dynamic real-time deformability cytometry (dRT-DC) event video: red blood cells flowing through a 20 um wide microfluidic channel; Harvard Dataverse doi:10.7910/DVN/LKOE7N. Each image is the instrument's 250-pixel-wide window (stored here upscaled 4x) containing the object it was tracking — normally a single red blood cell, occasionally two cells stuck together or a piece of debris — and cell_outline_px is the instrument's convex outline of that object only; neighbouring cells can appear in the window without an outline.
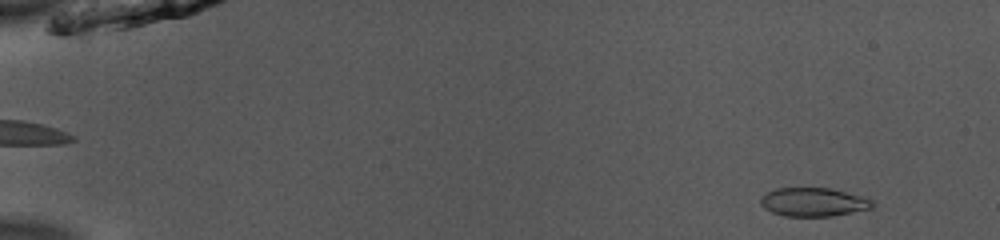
{"species": "common noctule bat (a hibernating species)", "species_latin": "Nyctalus noctula", "temperature_condition": "room temperature", "stored_images_in_passage": 51, "camera_frame_rate_fps": 3000, "um_per_image_px": 0.085, "animal": {"sex": "male", "body_mass_g": 13.0, "forearm_length_mm": 53.1}, "frame": {"image": 1, "passage_image": 4, "time_ms": 1.0, "image_size_px": [1000, 240], "cell_outline_px": [[872, 208], [832, 216], [784, 216], [772, 212], [764, 208], [760, 204], [760, 200], [768, 192], [776, 188], [832, 188], [864, 196], [872, 200]], "centroid_in_image_um": [69.15, 17.17], "position_along_channel_um": 15.8, "area_um2": 18.61}}
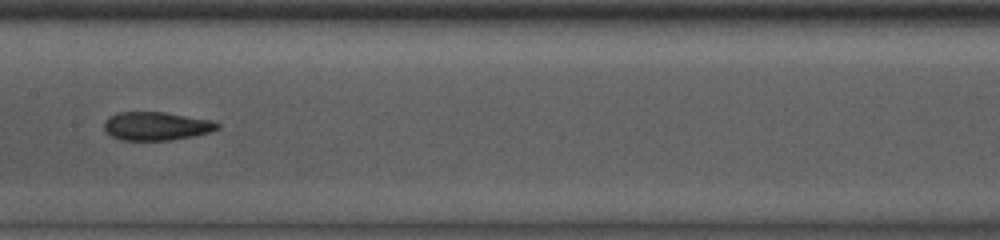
{"frame": {"image": 2, "passage_image": 27, "time_ms": 8.667, "image_size_px": [1000, 240], "cell_outline_px": [[220, 128], [212, 132], [172, 140], [120, 140], [112, 136], [104, 128], [104, 120], [108, 116], [116, 112], [164, 112], [212, 120], [220, 124]], "centroid_in_image_um": [13.29, 10.71], "position_along_channel_um": 194.1, "area_um2": 18.9}}
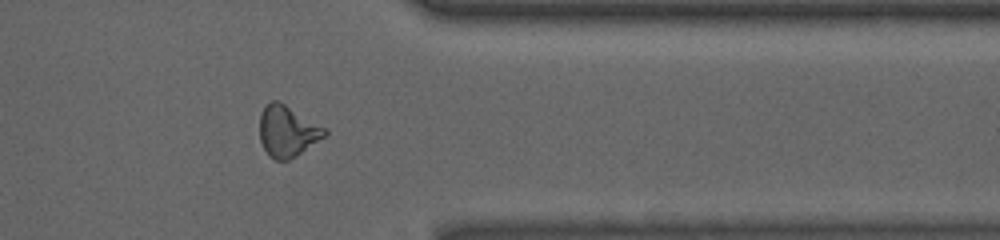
{"frame": {"image": 3, "passage_image": 42, "time_ms": 13.667, "image_size_px": [1000, 240], "cell_outline_px": [[328, 132], [324, 136], [296, 156], [288, 160], [276, 160], [268, 156], [260, 140], [260, 112], [264, 104], [272, 100], [276, 100], [284, 104], [324, 128]], "centroid_in_image_um": [24.37, 11.15], "position_along_channel_um": 387.0, "area_um2": 19.02}}